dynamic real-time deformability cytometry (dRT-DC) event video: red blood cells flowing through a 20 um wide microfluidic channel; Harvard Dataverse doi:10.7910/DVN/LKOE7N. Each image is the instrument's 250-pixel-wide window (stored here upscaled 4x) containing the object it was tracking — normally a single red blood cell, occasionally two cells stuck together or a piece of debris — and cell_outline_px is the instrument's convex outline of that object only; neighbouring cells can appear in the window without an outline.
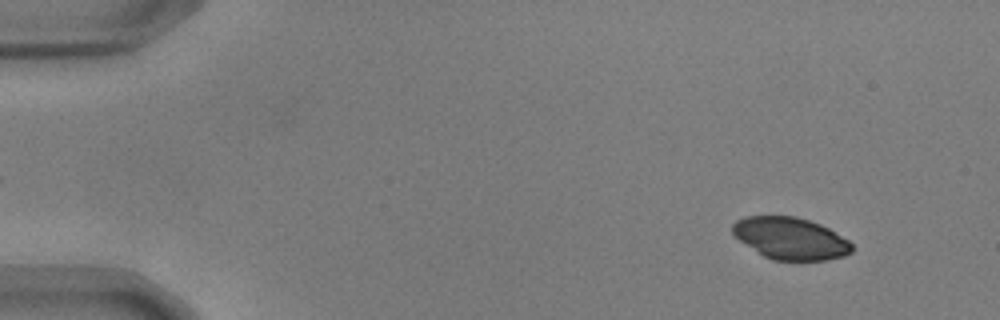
{"species": "common noctule bat (a hibernating species)", "species_latin": "Nyctalus noctula", "temperature_condition": "warm", "stored_images_in_passage": 54, "camera_frame_rate_fps": 3000, "um_per_image_px": 0.085, "animal": {"sex": "male", "body_mass_g": 17.9, "forearm_length_mm": 54.2}, "frame": {"image": 1, "passage_image": 5, "time_ms": 1.333, "image_size_px": [1000, 320], "cell_outline_px": [[852, 252], [844, 256], [824, 260], [772, 260], [764, 256], [740, 240], [732, 232], [732, 224], [736, 220], [744, 216], [796, 216], [820, 224], [828, 228], [848, 240], [852, 244]], "centroid_in_image_um": [67.19, 20.25], "position_along_channel_um": 17.8, "area_um2": 29.02}}